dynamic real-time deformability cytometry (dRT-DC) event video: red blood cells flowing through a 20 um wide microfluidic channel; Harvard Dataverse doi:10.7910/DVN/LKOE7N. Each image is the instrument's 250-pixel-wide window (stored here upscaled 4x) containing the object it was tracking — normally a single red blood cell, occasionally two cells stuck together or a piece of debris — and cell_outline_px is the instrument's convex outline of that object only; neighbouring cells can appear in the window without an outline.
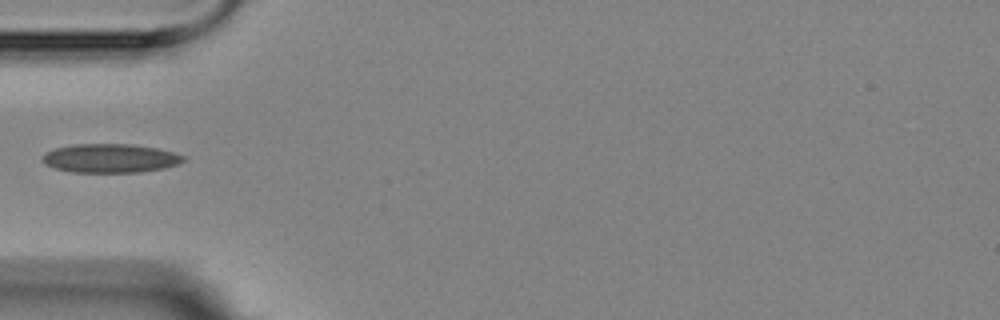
{"species": "Egyptian fruit bat (a non-hibernating species)", "species_latin": "Rousettus aegyptiacus", "temperature_condition": "room temperature", "stored_images_in_passage": 13, "camera_frame_rate_fps": 3000, "um_per_image_px": 0.085, "animal": {"sex": "female"}, "frame": {"image": 1, "passage_image": 3, "time_ms": 2.333, "image_size_px": [1000, 320], "cell_outline_px": [[188, 160], [180, 164], [164, 168], [140, 172], [68, 172], [44, 164], [40, 160], [40, 156], [56, 148], [76, 144], [128, 144], [156, 148], [172, 152], [184, 156]], "centroid_in_image_um": [9.37, 13.46], "position_along_channel_um": 75.6, "area_um2": 23.76}}
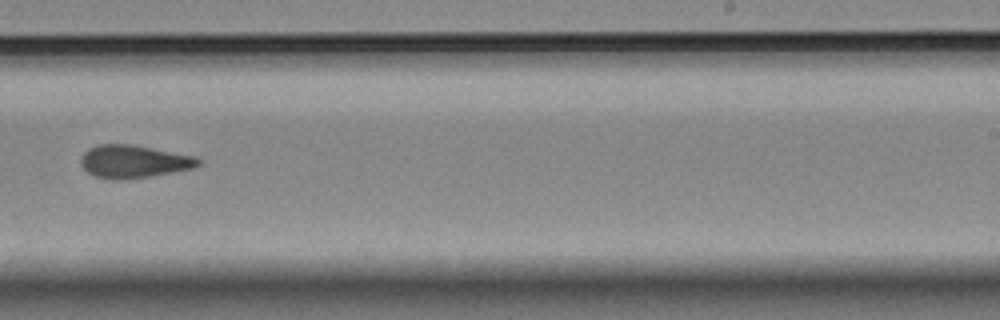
{"frame": {"image": 2, "passage_image": 8, "time_ms": 8.0, "image_size_px": [1000, 320], "cell_outline_px": [[204, 164], [196, 168], [124, 180], [112, 180], [92, 176], [80, 164], [80, 160], [84, 152], [88, 148], [96, 144], [132, 144], [196, 156], [204, 160]], "centroid_in_image_um": [11.4, 13.73], "position_along_channel_um": 277.6, "area_um2": 22.95}}
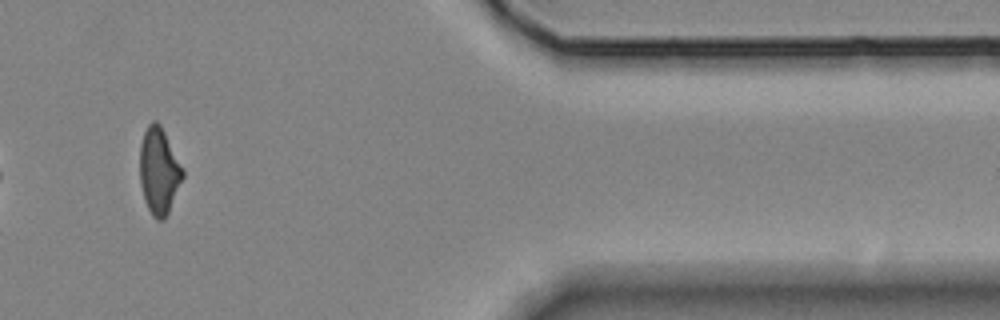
{"frame": {"image": 3, "passage_image": 12, "time_ms": 12.333, "image_size_px": [1000, 320], "cell_outline_px": [[184, 176], [168, 212], [164, 220], [156, 220], [152, 216], [144, 200], [140, 180], [140, 144], [144, 132], [148, 124], [152, 120], [156, 120], [160, 124], [184, 168]], "centroid_in_image_um": [13.52, 14.52], "position_along_channel_um": 397.9, "area_um2": 21.68}, "authors_computed_cell_mechanics": {"area_um2": 22.3686, "velocity_mm_per_s": 3.5645, "shape_relaxation_time_tau1_ms": null, "shape_relaxation_time_tau2_ms": 6.2178, "deformation_change_tau1": null, "deformation_change_tau2": 0.1499}}